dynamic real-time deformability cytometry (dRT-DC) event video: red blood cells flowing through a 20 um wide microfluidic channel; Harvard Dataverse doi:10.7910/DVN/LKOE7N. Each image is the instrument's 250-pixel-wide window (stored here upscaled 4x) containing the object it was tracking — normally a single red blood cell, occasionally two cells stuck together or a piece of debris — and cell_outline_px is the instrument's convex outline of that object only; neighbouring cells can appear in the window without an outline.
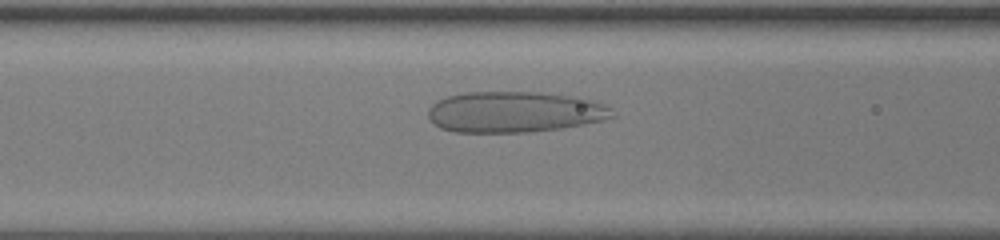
{"species": "human", "species_latin": "Homo sapiens", "temperature_condition": "room temperature", "stored_images_in_passage": 44, "camera_frame_rate_fps": 3000, "um_per_image_px": 0.085, "donor": {"sex": "female"}, "frame": {"image": 1, "passage_image": 17, "time_ms": 5.333, "image_size_px": [1000, 240], "cell_outline_px": [[616, 116], [604, 120], [564, 128], [532, 132], [452, 132], [440, 128], [432, 124], [428, 116], [428, 108], [436, 100], [448, 96], [468, 92], [540, 92], [576, 96], [592, 100], [604, 104], [612, 108]], "centroid_in_image_um": [43.74, 9.52], "position_along_channel_um": 122.9, "area_um2": 44.51}}
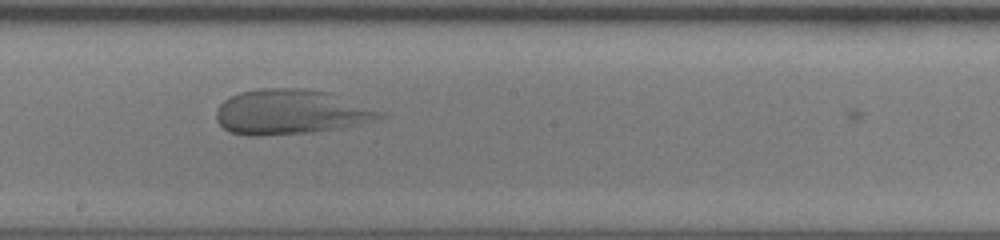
{"frame": {"image": 2, "passage_image": 24, "time_ms": 7.667, "image_size_px": [1000, 240], "cell_outline_px": [[388, 116], [360, 124], [340, 128], [312, 132], [260, 136], [248, 136], [232, 132], [224, 128], [216, 120], [216, 108], [224, 100], [240, 92], [260, 88], [300, 88], [328, 92], [388, 112]], "centroid_in_image_um": [24.75, 9.52], "position_along_channel_um": 223.4, "area_um2": 43.12}}
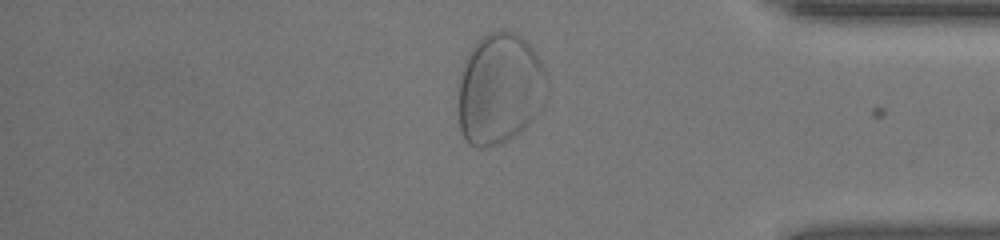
{"frame": {"image": 3, "passage_image": 37, "time_ms": 12.0, "image_size_px": [1000, 240], "cell_outline_px": [[548, 96], [540, 112], [520, 132], [496, 144], [484, 148], [476, 148], [468, 144], [464, 140], [460, 132], [460, 72], [464, 60], [472, 48], [488, 32], [512, 32], [520, 36], [532, 48], [540, 60], [544, 68], [548, 80]], "centroid_in_image_um": [42.51, 7.58], "position_along_channel_um": 392.7, "area_um2": 57.34}}